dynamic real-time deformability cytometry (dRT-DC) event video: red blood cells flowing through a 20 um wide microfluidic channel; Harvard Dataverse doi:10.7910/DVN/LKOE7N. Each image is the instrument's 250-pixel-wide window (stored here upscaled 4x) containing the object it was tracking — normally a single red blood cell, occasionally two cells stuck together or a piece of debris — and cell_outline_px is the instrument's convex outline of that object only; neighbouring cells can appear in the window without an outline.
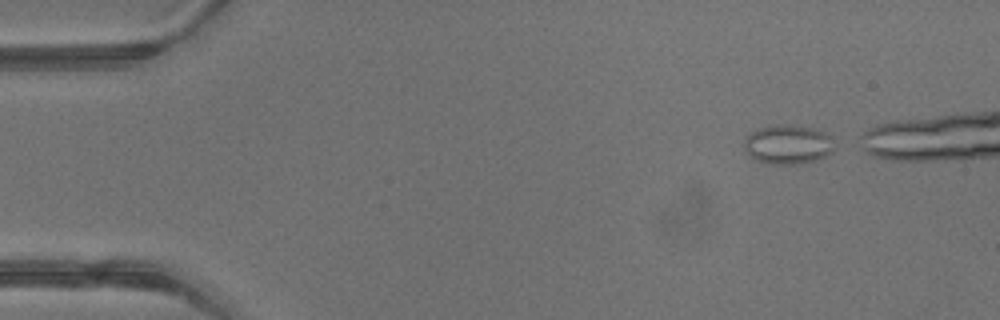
{"species": "common noctule bat (a hibernating species)", "species_latin": "Nyctalus noctula", "temperature_condition": "warm", "stored_images_in_passage": 4, "camera_frame_rate_fps": 3000, "um_per_image_px": 0.085, "animal": {"sex": "male", "body_mass_g": 13.3}, "frame": {"image": 1, "passage_image": 1, "time_ms": 0.0, "image_size_px": [1000, 320], "cell_outline_px": [[836, 148], [832, 152], [816, 160], [796, 164], [768, 164], [752, 160], [744, 152], [744, 136], [756, 128], [776, 124], [788, 124], [812, 128], [824, 132], [832, 136]], "centroid_in_image_um": [66.92, 12.28], "position_along_channel_um": 18.1, "area_um2": 21.33}}